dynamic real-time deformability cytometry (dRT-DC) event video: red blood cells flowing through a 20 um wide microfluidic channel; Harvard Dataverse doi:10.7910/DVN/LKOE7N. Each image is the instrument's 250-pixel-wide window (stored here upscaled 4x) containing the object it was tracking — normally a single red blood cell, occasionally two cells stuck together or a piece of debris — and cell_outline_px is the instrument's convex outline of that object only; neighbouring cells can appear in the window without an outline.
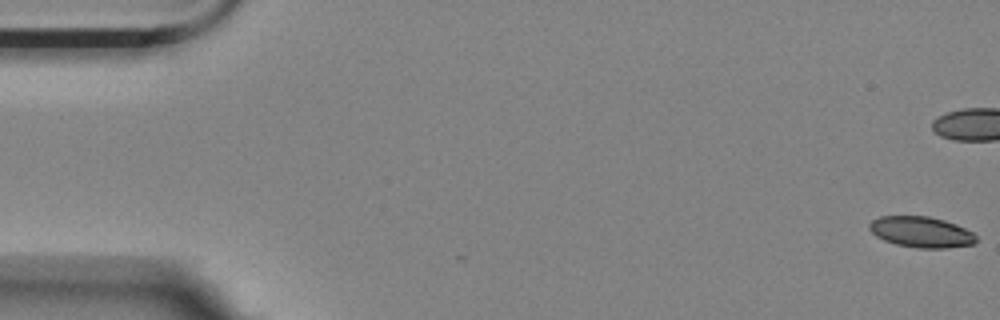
{"species": "Egyptian fruit bat (a non-hibernating species)", "species_latin": "Rousettus aegyptiacus", "temperature_condition": "room temperature", "stored_images_in_passage": 15, "camera_frame_rate_fps": 3000, "um_per_image_px": 0.085, "animal": {"sex": "female"}, "frame": {"image": 1, "passage_image": 1, "time_ms": 0.0, "image_size_px": [1000, 320], "cell_outline_px": [[976, 240], [972, 244], [944, 248], [916, 248], [896, 244], [884, 240], [876, 236], [868, 228], [868, 224], [872, 220], [880, 216], [928, 216], [944, 220], [956, 224], [972, 232], [976, 236]], "centroid_in_image_um": [78.27, 19.71], "position_along_channel_um": 6.7, "area_um2": 19.13}}